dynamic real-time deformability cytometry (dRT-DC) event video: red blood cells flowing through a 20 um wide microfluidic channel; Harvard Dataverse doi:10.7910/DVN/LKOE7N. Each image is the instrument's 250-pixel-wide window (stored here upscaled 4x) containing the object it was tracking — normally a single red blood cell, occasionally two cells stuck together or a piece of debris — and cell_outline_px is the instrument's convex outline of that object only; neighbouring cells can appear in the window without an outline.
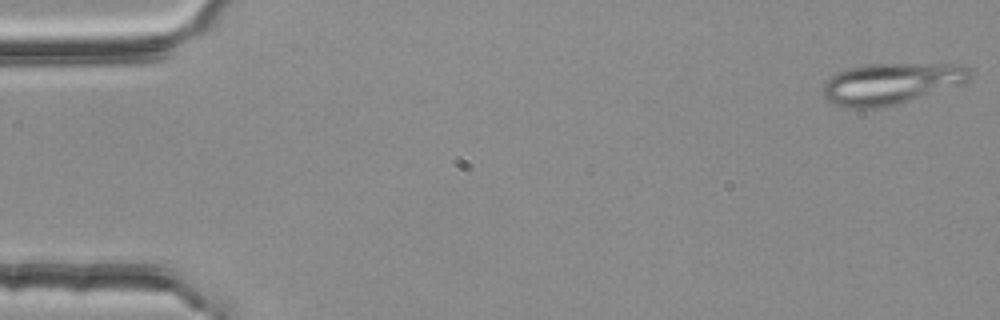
{"species": "common noctule bat (a hibernating species)", "species_latin": "Nyctalus noctula", "temperature_condition": "room temperature", "stored_images_in_passage": 5, "camera_frame_rate_fps": 3000, "um_per_image_px": 0.085, "animal": {"sex": "female", "body_mass_g": 25.1}, "frame": {"image": 1, "passage_image": 1, "time_ms": 0.0, "image_size_px": [1000, 320], "cell_outline_px": [[972, 76], [968, 80], [896, 104], [880, 108], [840, 108], [828, 100], [824, 96], [824, 84], [832, 76], [848, 68], [864, 64], [964, 64], [968, 68]], "centroid_in_image_um": [75.68, 7.1], "position_along_channel_um": 9.3, "area_um2": 34.62}}